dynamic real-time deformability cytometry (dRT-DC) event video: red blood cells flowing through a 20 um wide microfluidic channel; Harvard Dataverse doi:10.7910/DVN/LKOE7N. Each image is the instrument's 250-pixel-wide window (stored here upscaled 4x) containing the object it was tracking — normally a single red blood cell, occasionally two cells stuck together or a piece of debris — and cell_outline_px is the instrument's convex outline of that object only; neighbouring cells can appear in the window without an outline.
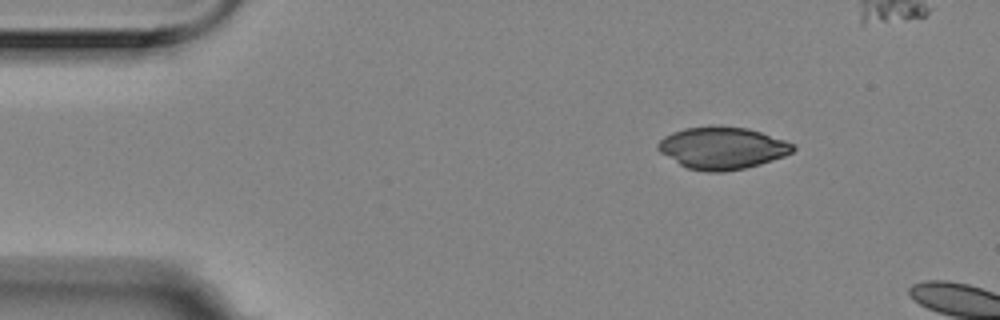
{"species": "Egyptian fruit bat (a non-hibernating species)", "species_latin": "Rousettus aegyptiacus", "temperature_condition": "room temperature", "stored_images_in_passage": 6, "camera_frame_rate_fps": 3000, "um_per_image_px": 0.085, "animal": {"sex": "female"}, "frame": {"image": 1, "passage_image": 1, "time_ms": 0.0, "image_size_px": [1000, 320], "cell_outline_px": [[796, 148], [792, 152], [784, 156], [760, 164], [744, 168], [724, 172], [708, 172], [688, 168], [680, 164], [660, 152], [656, 148], [656, 144], [664, 136], [672, 132], [684, 128], [748, 128], [796, 144]], "centroid_in_image_um": [61.4, 12.61], "position_along_channel_um": 23.6, "area_um2": 32.48}}